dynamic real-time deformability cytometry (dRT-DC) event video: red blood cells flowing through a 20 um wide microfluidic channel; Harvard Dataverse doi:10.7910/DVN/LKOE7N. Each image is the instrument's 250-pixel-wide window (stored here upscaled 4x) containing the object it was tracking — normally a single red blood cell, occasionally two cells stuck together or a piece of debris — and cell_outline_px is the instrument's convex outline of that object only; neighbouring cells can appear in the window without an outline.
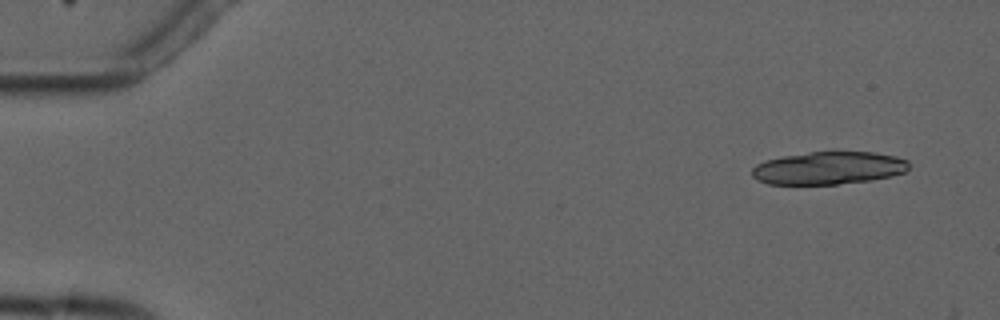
{"species": "common noctule bat (a hibernating species)", "species_latin": "Nyctalus noctula", "temperature_condition": "cold", "stored_images_in_passage": 6, "camera_frame_rate_fps": 3000, "um_per_image_px": 0.085, "animal": {"sex": "male", "forearm_length_mm": 52.5}, "frame": {"image": 1, "passage_image": 2, "time_ms": 1.0, "image_size_px": [1000, 320], "cell_outline_px": [[908, 168], [904, 172], [892, 176], [872, 180], [836, 184], [768, 184], [752, 176], [752, 168], [756, 164], [764, 160], [784, 156], [808, 152], [876, 152], [896, 156], [908, 160]], "centroid_in_image_um": [70.44, 14.28], "position_along_channel_um": 14.6, "area_um2": 29.94}}